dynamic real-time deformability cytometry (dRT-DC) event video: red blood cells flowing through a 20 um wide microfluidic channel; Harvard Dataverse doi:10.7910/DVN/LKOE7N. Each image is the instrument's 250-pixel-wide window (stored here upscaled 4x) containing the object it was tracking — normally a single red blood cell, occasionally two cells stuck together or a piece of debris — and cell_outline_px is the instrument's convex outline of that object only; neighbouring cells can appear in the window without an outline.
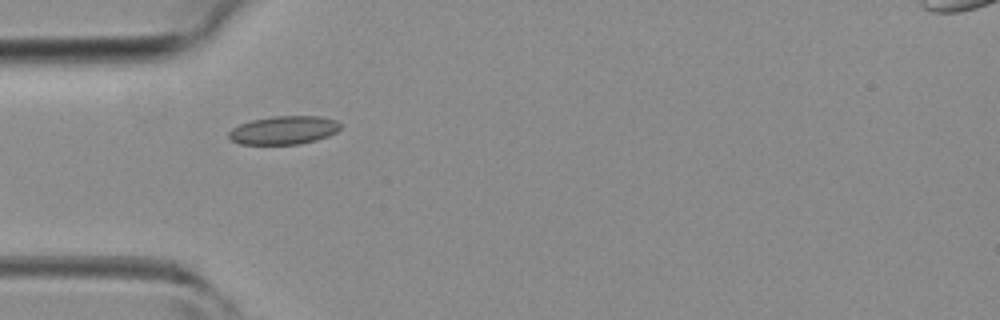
{"species": "common noctule bat (a hibernating species)", "species_latin": "Nyctalus noctula", "temperature_condition": "room temperature", "stored_images_in_passage": 6, "camera_frame_rate_fps": 3000, "um_per_image_px": 0.085, "animal": {"sex": "female", "body_mass_g": 19.3, "forearm_length_mm": 54.1}, "frame": {"image": 1, "passage_image": 4, "time_ms": 4.667, "image_size_px": [1000, 320], "cell_outline_px": [[340, 128], [336, 132], [328, 136], [316, 140], [300, 144], [240, 144], [232, 140], [228, 136], [228, 132], [232, 128], [240, 124], [252, 120], [272, 116], [320, 116], [336, 120], [340, 124]], "centroid_in_image_um": [24.12, 11.06], "position_along_channel_um": 60.9, "area_um2": 18.44}}
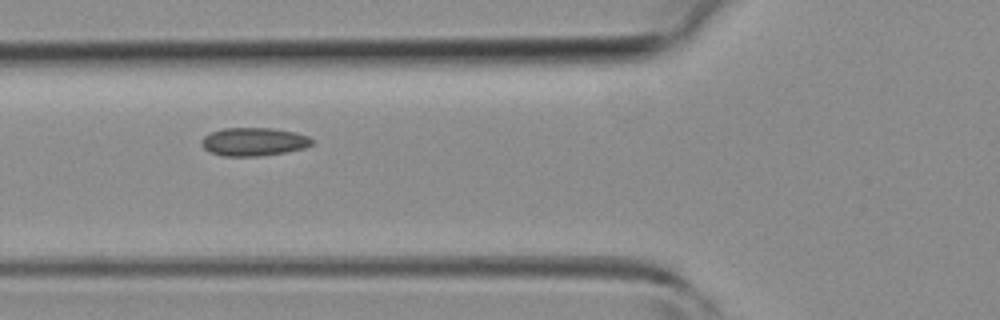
{"frame": {"image": 2, "passage_image": 5, "time_ms": 5.667, "image_size_px": [1000, 320], "cell_outline_px": [[312, 144], [304, 148], [284, 152], [260, 156], [224, 156], [212, 152], [204, 148], [204, 136], [208, 132], [224, 128], [272, 128], [296, 132], [308, 136], [312, 140]], "centroid_in_image_um": [21.59, 12.03], "position_along_channel_um": 104.2, "area_um2": 17.98}}
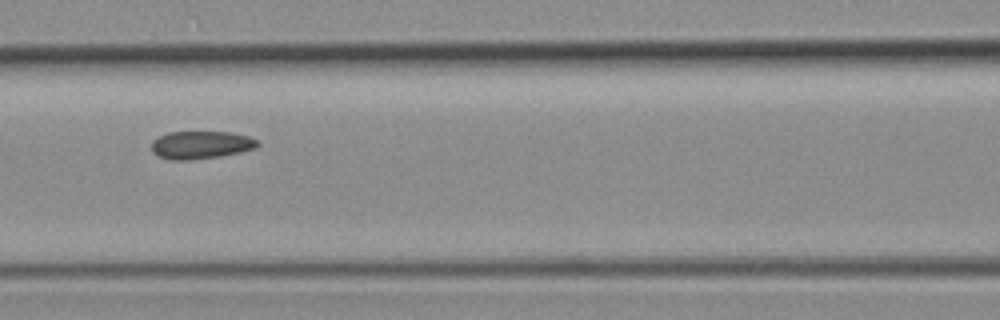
{"frame": {"image": 3, "passage_image": 6, "time_ms": 6.667, "image_size_px": [1000, 320], "cell_outline_px": [[260, 144], [256, 148], [240, 152], [220, 156], [192, 160], [168, 160], [156, 156], [152, 152], [152, 140], [168, 132], [228, 132], [248, 136], [256, 140]], "centroid_in_image_um": [17.04, 12.33], "position_along_channel_um": 149.6, "area_um2": 17.28}}